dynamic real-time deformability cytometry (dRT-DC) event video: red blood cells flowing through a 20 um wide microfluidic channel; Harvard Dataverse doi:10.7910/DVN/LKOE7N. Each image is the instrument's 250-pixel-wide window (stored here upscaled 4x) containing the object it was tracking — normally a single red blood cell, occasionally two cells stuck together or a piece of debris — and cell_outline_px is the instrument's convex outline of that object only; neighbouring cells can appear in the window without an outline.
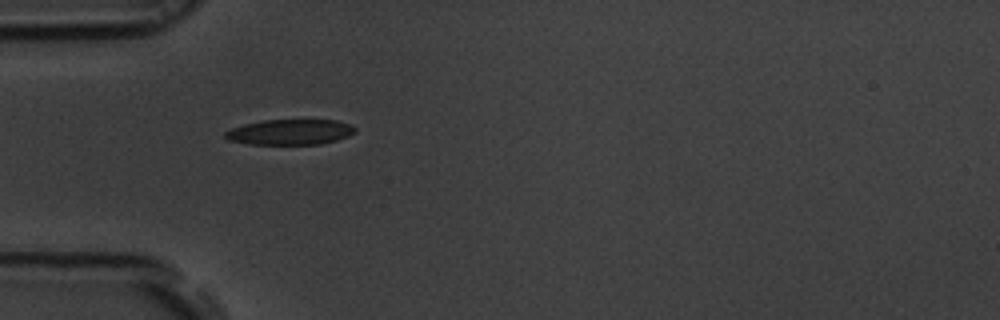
{"species": "common noctule bat (a hibernating species)", "species_latin": "Nyctalus noctula", "temperature_condition": "room temperature", "stored_images_in_passage": 31, "camera_frame_rate_fps": 3000, "um_per_image_px": 0.085, "animal": {"sex": "male", "body_mass_g": 19.5, "forearm_length_mm": 54.6}, "frame": {"image": 1, "passage_image": 1, "time_ms": 0.0, "image_size_px": [1000, 320], "cell_outline_px": [[356, 132], [348, 136], [336, 140], [320, 144], [252, 144], [228, 140], [224, 136], [224, 132], [232, 128], [244, 124], [264, 120], [336, 120], [352, 124], [356, 128]], "centroid_in_image_um": [24.68, 11.22], "position_along_channel_um": 60.3, "area_um2": 19.25}}
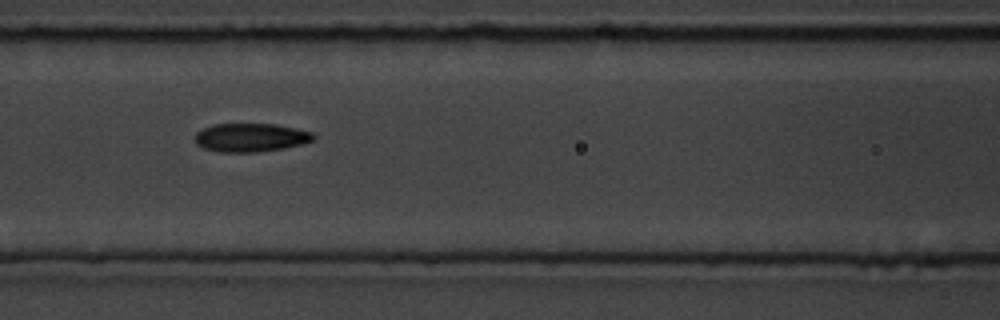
{"frame": {"image": 2, "passage_image": 8, "time_ms": 2.333, "image_size_px": [1000, 320], "cell_outline_px": [[316, 140], [284, 148], [256, 152], [220, 152], [204, 148], [196, 144], [196, 132], [212, 124], [276, 124], [296, 128], [312, 132], [316, 136]], "centroid_in_image_um": [21.33, 11.68], "position_along_channel_um": 145.3, "area_um2": 19.71}}
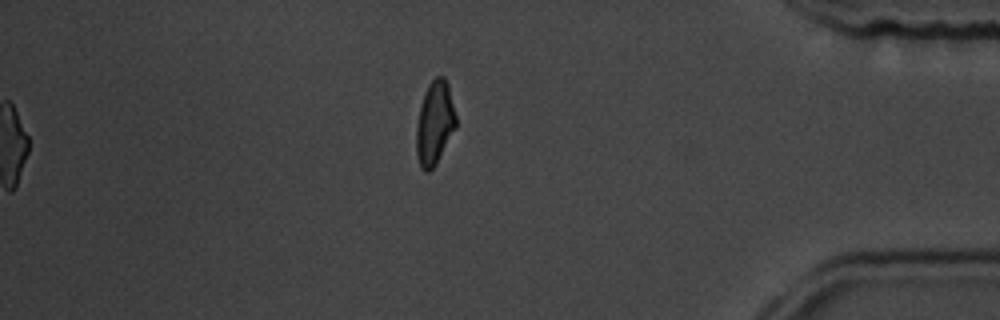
{"frame": {"image": 3, "passage_image": 31, "time_ms": 10.0, "image_size_px": [1000, 320], "cell_outline_px": [[456, 128], [436, 164], [428, 172], [424, 172], [420, 168], [416, 156], [416, 128], [420, 108], [424, 92], [428, 84], [436, 76], [444, 76], [448, 84], [456, 116]], "centroid_in_image_um": [36.94, 10.48], "position_along_channel_um": 398.3, "area_um2": 19.42}, "authors_computed_cell_mechanics": {"area_um2": 19.7098, "velocity_mm_per_s": 3.7484, "shape_relaxation_time_tau1_ms": 5.9351, "shape_relaxation_time_tau2_ms": 2.7089, "deformation_change_tau1": 0.1479, "deformation_change_tau2": 0.0912}}